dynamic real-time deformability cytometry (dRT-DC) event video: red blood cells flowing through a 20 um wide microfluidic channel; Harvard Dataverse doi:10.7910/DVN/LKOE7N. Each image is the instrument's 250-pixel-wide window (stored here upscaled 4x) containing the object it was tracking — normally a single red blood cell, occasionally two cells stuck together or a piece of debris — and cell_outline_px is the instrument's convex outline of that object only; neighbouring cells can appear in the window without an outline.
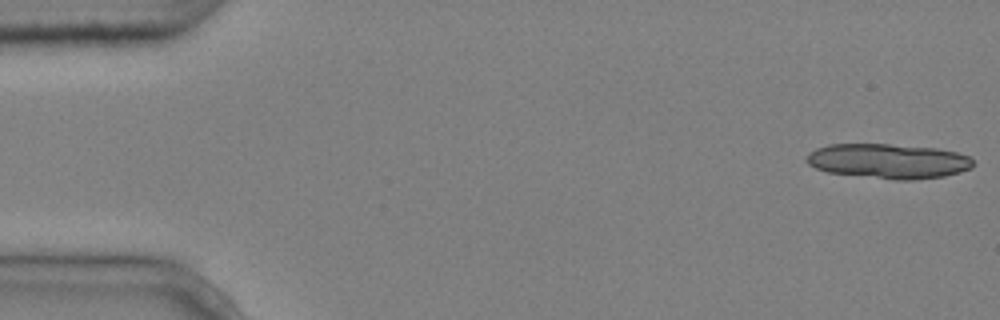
{"species": "common noctule bat (a hibernating species)", "species_latin": "Nyctalus noctula", "temperature_condition": "cold", "stored_images_in_passage": 5, "camera_frame_rate_fps": 3000, "um_per_image_px": 0.085, "animal": {"sex": "male", "body_mass_g": 20.4}, "frame": {"image": 1, "passage_image": 1, "time_ms": 0.0, "image_size_px": [1000, 320], "cell_outline_px": [[972, 168], [960, 172], [944, 176], [912, 180], [896, 180], [828, 172], [816, 168], [808, 164], [808, 152], [816, 148], [828, 144], [888, 144], [936, 148], [956, 152], [968, 156], [972, 160]], "centroid_in_image_um": [75.51, 13.69], "position_along_channel_um": 9.5, "area_um2": 33.64}}